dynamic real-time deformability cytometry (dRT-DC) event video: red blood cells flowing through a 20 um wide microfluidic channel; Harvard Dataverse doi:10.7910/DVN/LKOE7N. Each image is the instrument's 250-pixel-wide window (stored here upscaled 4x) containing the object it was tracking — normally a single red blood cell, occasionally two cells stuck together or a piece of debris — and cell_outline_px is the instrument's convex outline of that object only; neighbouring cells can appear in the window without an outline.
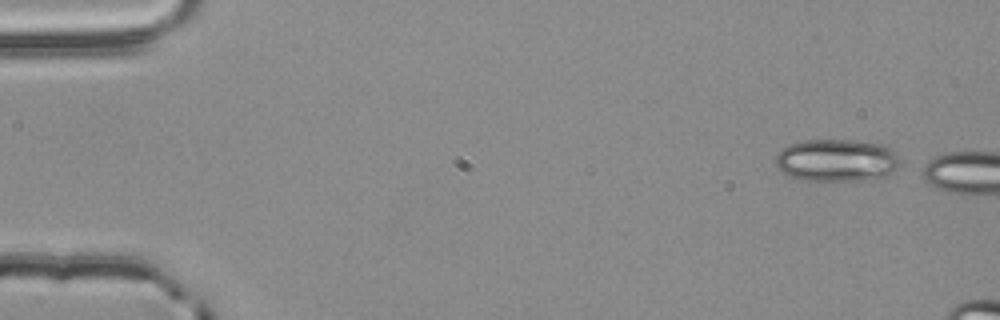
{"species": "common noctule bat (a hibernating species)", "species_latin": "Nyctalus noctula", "temperature_condition": "room temperature", "stored_images_in_passage": 2, "camera_frame_rate_fps": 3000, "um_per_image_px": 0.085, "animal": {"sex": "male", "body_mass_g": 20.4}, "frame": {"image": 1, "passage_image": 1, "time_ms": 0.0, "image_size_px": [1000, 320], "cell_outline_px": [[900, 164], [884, 180], [800, 180], [788, 176], [776, 164], [776, 152], [788, 144], [804, 140], [856, 140], [884, 144], [896, 152], [900, 160]], "centroid_in_image_um": [71.16, 13.63], "position_along_channel_um": 13.8, "area_um2": 31.39}}